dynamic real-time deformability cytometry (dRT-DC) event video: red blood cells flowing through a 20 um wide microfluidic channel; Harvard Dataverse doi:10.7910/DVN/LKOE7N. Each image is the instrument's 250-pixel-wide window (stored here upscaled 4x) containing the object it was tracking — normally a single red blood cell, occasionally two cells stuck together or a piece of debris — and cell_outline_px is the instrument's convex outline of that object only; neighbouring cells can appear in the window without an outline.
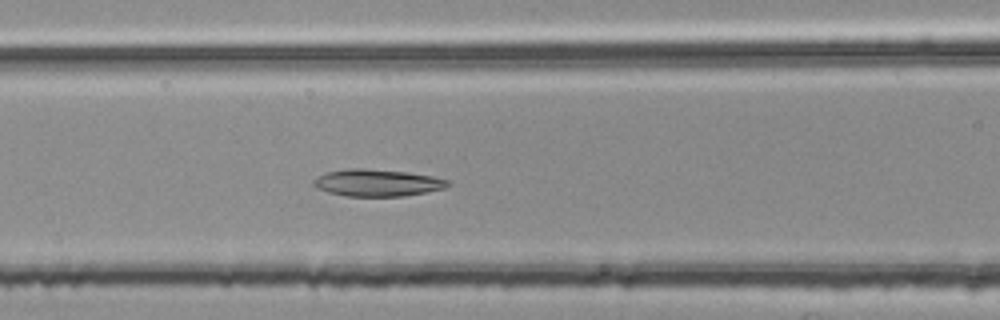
{"species": "common noctule bat (a hibernating species)", "species_latin": "Nyctalus noctula", "temperature_condition": "room temperature", "stored_images_in_passage": 39, "camera_frame_rate_fps": 3000, "um_per_image_px": 0.085, "animal": {"sex": "female", "body_mass_g": 25.1}, "frame": {"image": 1, "passage_image": 10, "time_ms": 3.0, "image_size_px": [1000, 320], "cell_outline_px": [[452, 184], [444, 188], [404, 196], [348, 196], [328, 192], [316, 188], [312, 184], [312, 180], [328, 172], [348, 168], [360, 168], [408, 172], [432, 176], [448, 180]], "centroid_in_image_um": [32.06, 15.53], "position_along_channel_um": 134.5, "area_um2": 20.98}}
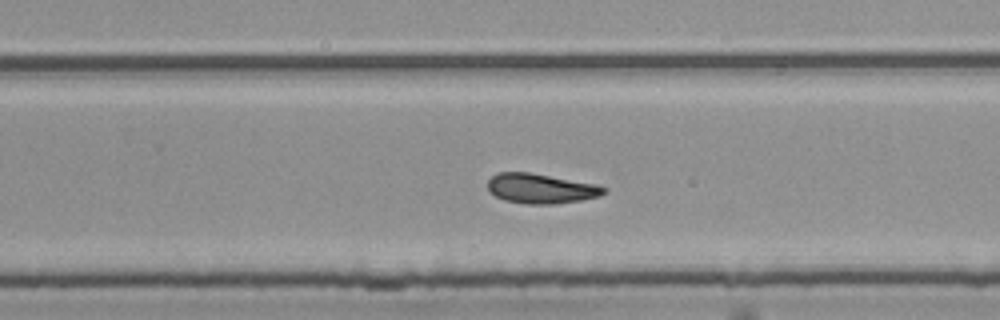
{"frame": {"image": 2, "passage_image": 22, "time_ms": 7.0, "image_size_px": [1000, 320], "cell_outline_px": [[608, 192], [600, 196], [580, 200], [556, 204], [528, 204], [504, 200], [488, 192], [488, 180], [496, 172], [528, 172], [596, 184], [608, 188]], "centroid_in_image_um": [45.98, 16.03], "position_along_channel_um": 283.8, "area_um2": 20.29}}
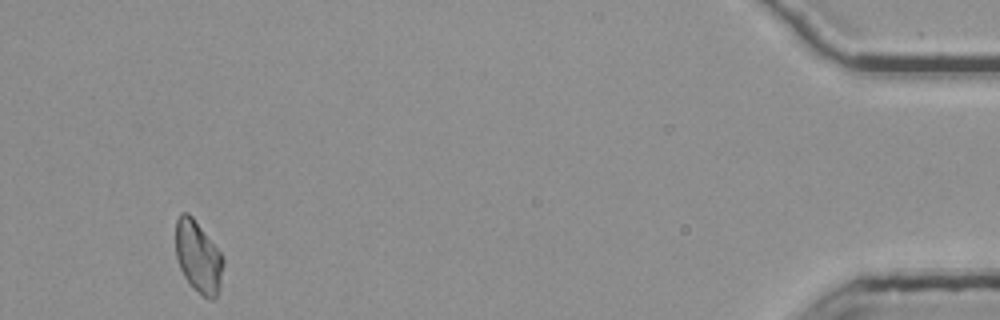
{"frame": {"image": 3, "passage_image": 39, "time_ms": 12.667, "image_size_px": [1000, 320], "cell_outline_px": [[224, 264], [220, 288], [216, 296], [212, 300], [208, 300], [192, 288], [184, 276], [180, 268], [176, 256], [176, 220], [180, 212], [188, 212], [192, 216], [224, 256]], "centroid_in_image_um": [16.86, 21.85], "position_along_channel_um": 418.3, "area_um2": 20.17}, "authors_computed_cell_mechanics": {"area_um2": 20.1722, "velocity_mm_per_s": 3.751, "shape_relaxation_time_tau1_ms": null, "shape_relaxation_time_tau2_ms": 10.5828, "deformation_change_tau1": null, "deformation_change_tau2": 0.1824}}